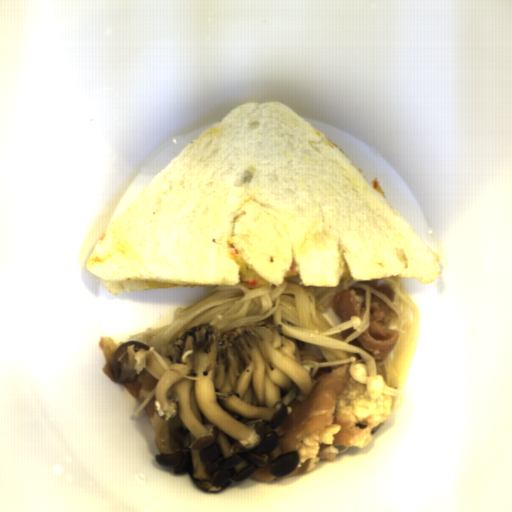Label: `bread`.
Wrapping results in <instances>:
<instances>
[{
  "instance_id": "bread-1",
  "label": "bread",
  "mask_w": 512,
  "mask_h": 512,
  "mask_svg": "<svg viewBox=\"0 0 512 512\" xmlns=\"http://www.w3.org/2000/svg\"><path fill=\"white\" fill-rule=\"evenodd\" d=\"M268 283L438 282L443 264L358 169L279 101L232 109L188 143L97 241L84 268L110 293Z\"/></svg>"
}]
</instances>
